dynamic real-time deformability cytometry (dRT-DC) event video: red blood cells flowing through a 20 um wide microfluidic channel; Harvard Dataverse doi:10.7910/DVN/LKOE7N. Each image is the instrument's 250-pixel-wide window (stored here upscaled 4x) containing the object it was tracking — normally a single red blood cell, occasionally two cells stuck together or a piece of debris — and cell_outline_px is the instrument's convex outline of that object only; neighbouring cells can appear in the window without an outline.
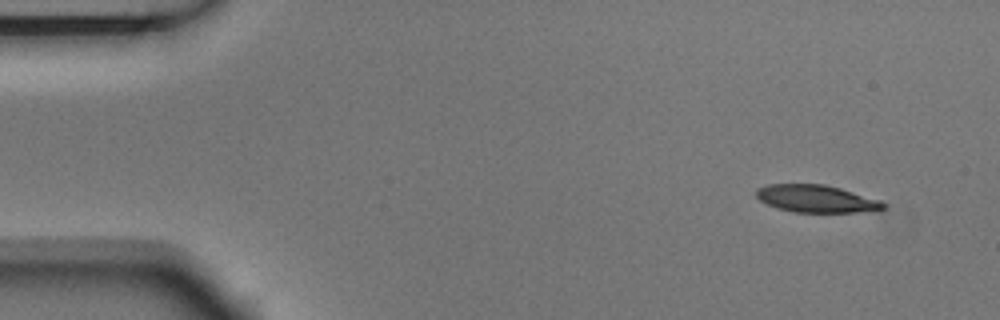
{"species": "Egyptian fruit bat (a non-hibernating species)", "species_latin": "Rousettus aegyptiacus", "temperature_condition": "room temperature", "stored_images_in_passage": 4, "camera_frame_rate_fps": 3000, "um_per_image_px": 0.085, "animal": {"sex": "male"}, "frame": {"image": 1, "passage_image": 1, "time_ms": 0.0, "image_size_px": [1000, 320], "cell_outline_px": [[884, 208], [856, 212], [796, 212], [776, 208], [760, 200], [756, 196], [756, 188], [768, 184], [824, 184], [840, 188], [880, 200], [884, 204]], "centroid_in_image_um": [69.32, 16.88], "position_along_channel_um": 15.7, "area_um2": 20.06}}
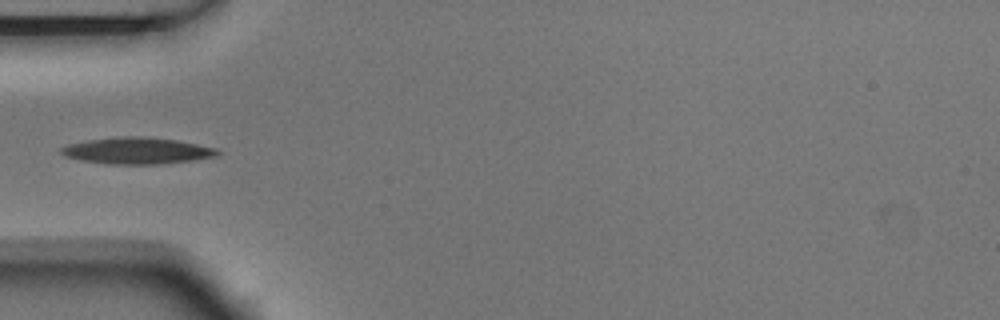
{"frame": {"image": 2, "passage_image": 4, "time_ms": 1.0, "image_size_px": [1000, 320], "cell_outline_px": [[220, 152], [216, 156], [192, 160], [160, 164], [104, 164], [64, 156], [60, 152], [60, 148], [68, 144], [88, 140], [124, 136], [136, 136], [176, 140], [216, 148]], "centroid_in_image_um": [11.63, 12.81], "position_along_channel_um": 73.4, "area_um2": 23.87}}